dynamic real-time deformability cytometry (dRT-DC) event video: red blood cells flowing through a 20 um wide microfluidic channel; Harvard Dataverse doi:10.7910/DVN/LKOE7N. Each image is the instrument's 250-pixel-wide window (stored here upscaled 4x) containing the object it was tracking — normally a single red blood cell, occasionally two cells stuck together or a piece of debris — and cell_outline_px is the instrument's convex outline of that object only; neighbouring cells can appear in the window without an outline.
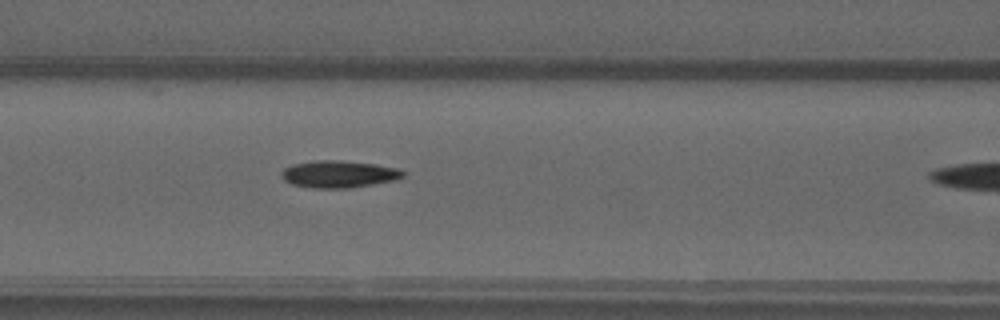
{"species": "common noctule bat (a hibernating species)", "species_latin": "Nyctalus noctula", "temperature_condition": "warm", "stored_images_in_passage": 7, "camera_frame_rate_fps": 3000, "um_per_image_px": 0.085, "animal": {"sex": "male", "forearm_length_mm": 52.5}, "frame": {"image": 1, "passage_image": 6, "time_ms": 1.667, "image_size_px": [1000, 320], "cell_outline_px": [[404, 176], [396, 180], [348, 188], [312, 188], [292, 184], [284, 180], [280, 176], [280, 172], [284, 168], [292, 164], [316, 160], [340, 160], [376, 164], [396, 168], [404, 172]], "centroid_in_image_um": [28.76, 14.79], "position_along_channel_um": 137.8, "area_um2": 19.25}}